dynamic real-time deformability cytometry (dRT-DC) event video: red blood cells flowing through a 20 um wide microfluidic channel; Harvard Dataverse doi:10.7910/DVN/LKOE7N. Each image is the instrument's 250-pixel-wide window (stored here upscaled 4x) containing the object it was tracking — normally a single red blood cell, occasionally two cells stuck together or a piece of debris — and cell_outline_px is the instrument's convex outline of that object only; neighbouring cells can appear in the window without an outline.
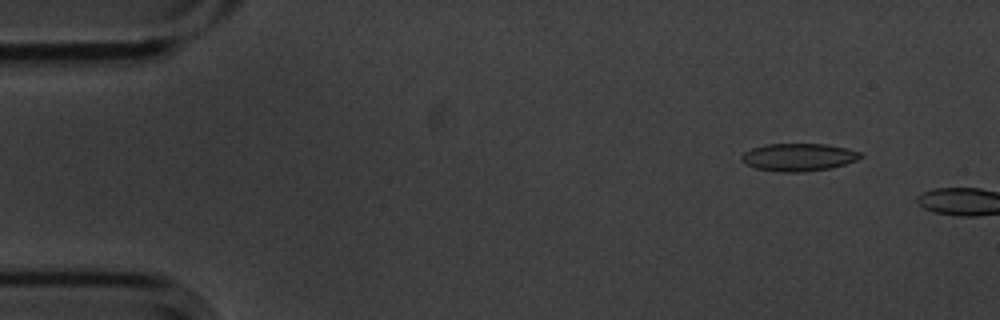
{"species": "common noctule bat (a hibernating species)", "species_latin": "Nyctalus noctula", "temperature_condition": "cold", "stored_images_in_passage": 3, "camera_frame_rate_fps": 3000, "um_per_image_px": 0.085, "animal": {"sex": "male", "body_mass_g": 20.1, "forearm_length_mm": 53.5}, "frame": {"image": 1, "passage_image": 1, "time_ms": 0.0, "image_size_px": [1000, 320], "cell_outline_px": [[864, 156], [856, 160], [832, 168], [804, 172], [780, 172], [756, 168], [740, 160], [740, 156], [744, 152], [752, 148], [764, 144], [828, 144], [860, 152]], "centroid_in_image_um": [67.86, 13.36], "position_along_channel_um": 17.1, "area_um2": 19.19}}